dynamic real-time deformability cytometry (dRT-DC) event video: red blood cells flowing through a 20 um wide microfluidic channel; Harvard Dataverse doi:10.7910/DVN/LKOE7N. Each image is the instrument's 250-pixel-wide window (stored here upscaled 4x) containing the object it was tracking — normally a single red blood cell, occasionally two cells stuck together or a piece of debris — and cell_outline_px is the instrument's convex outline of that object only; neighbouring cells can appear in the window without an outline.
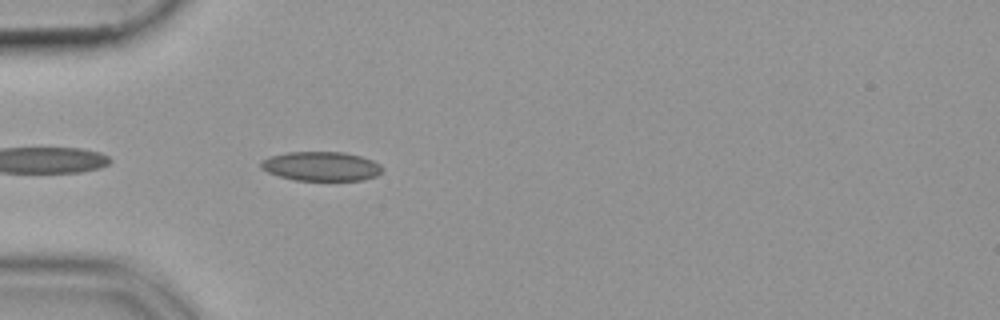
{"species": "common noctule bat (a hibernating species)", "species_latin": "Nyctalus noctula", "temperature_condition": "cold", "stored_images_in_passage": 24, "camera_frame_rate_fps": 3000, "um_per_image_px": 0.085, "animal": {"sex": "female", "body_mass_g": 19.9}, "frame": {"image": 1, "passage_image": 1, "time_ms": 0.0, "image_size_px": [1000, 320], "cell_outline_px": [[384, 168], [376, 176], [364, 180], [292, 180], [268, 172], [260, 168], [260, 160], [268, 156], [288, 152], [344, 152], [360, 156], [372, 160], [380, 164]], "centroid_in_image_um": [27.28, 14.13], "position_along_channel_um": 57.7, "area_um2": 20.81}}